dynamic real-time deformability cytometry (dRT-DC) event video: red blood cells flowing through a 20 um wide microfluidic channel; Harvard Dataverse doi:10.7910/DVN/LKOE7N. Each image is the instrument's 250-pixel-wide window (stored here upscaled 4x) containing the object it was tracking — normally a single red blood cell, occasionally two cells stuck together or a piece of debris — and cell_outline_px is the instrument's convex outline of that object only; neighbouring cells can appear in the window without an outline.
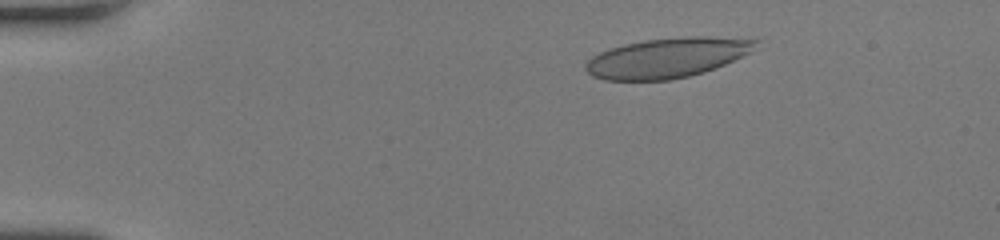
{"species": "human", "species_latin": "Homo sapiens", "temperature_condition": "room temperature", "stored_images_in_passage": 49, "camera_frame_rate_fps": 3000, "um_per_image_px": 0.085, "donor": {"sex": "female"}, "frame": {"image": 1, "passage_image": 8, "time_ms": 2.333, "image_size_px": [1000, 240], "cell_outline_px": [[760, 40], [752, 52], [724, 64], [704, 72], [672, 80], [604, 80], [592, 76], [584, 68], [584, 64], [592, 56], [600, 52], [624, 44], [644, 40], [684, 36], [708, 36]], "centroid_in_image_um": [56.7, 4.91], "position_along_channel_um": 28.3, "area_um2": 39.54}}
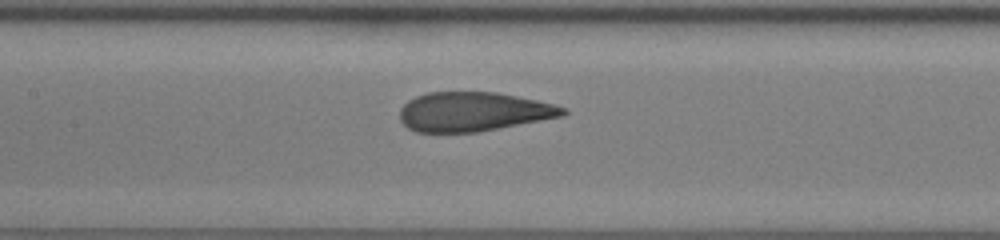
{"frame": {"image": 2, "passage_image": 24, "time_ms": 7.667, "image_size_px": [1000, 240], "cell_outline_px": [[568, 112], [564, 116], [476, 132], [416, 132], [408, 128], [400, 120], [400, 108], [408, 100], [416, 96], [428, 92], [496, 92], [556, 104], [568, 108]], "centroid_in_image_um": [40.25, 9.49], "position_along_channel_um": 167.2, "area_um2": 37.34}}
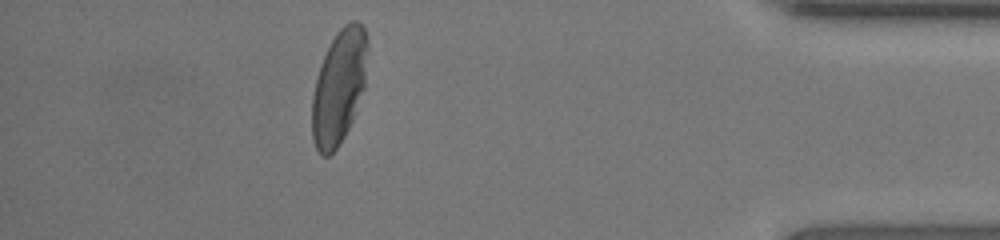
{"frame": {"image": 3, "passage_image": 44, "time_ms": 14.333, "image_size_px": [1000, 240], "cell_outline_px": [[368, 48], [364, 88], [352, 120], [344, 136], [336, 148], [328, 156], [320, 156], [312, 140], [312, 96], [320, 64], [336, 32], [344, 24], [352, 20], [356, 20], [364, 28], [368, 40]], "centroid_in_image_um": [28.81, 7.37], "position_along_channel_um": 406.4, "area_um2": 36.93}, "authors_computed_cell_mechanics": {"area_um2": 39.015, "velocity_mm_per_s": 4.2199, "shape_relaxation_time_tau1_ms": 6.1683, "shape_relaxation_time_tau2_ms": 0.7124, "deformation_change_tau1": 0.227, "deformation_change_tau2": 0.0699}}